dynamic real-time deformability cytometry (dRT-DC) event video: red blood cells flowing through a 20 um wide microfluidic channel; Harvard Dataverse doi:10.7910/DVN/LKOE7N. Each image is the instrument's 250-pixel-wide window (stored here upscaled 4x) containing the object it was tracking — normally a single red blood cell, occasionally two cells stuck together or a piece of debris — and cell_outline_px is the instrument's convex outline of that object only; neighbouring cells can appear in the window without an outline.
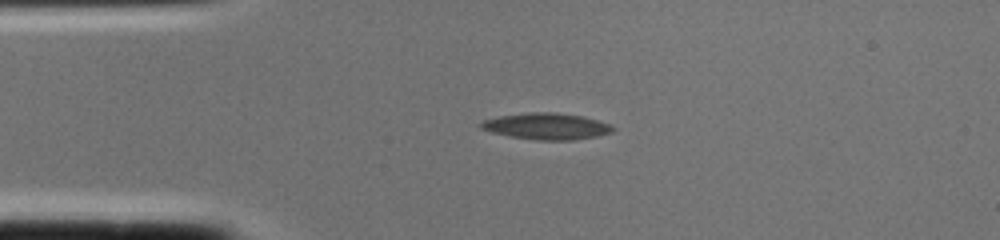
{"species": "common noctule bat (a hibernating species)", "species_latin": "Nyctalus noctula", "temperature_condition": "cold", "stored_images_in_passage": 1, "camera_frame_rate_fps": 3000, "um_per_image_px": 0.085, "animal": {"sex": "female", "body_mass_g": 22.0, "forearm_length_mm": 56.7}, "frame": {"image": 1, "passage_image": 1, "time_ms": 0.0, "image_size_px": [1000, 240], "cell_outline_px": [[616, 128], [612, 132], [596, 136], [572, 140], [536, 140], [508, 136], [492, 132], [480, 128], [476, 124], [484, 120], [500, 116], [528, 112], [552, 112], [584, 116], [608, 124]], "centroid_in_image_um": [46.42, 10.73], "position_along_channel_um": 38.6, "area_um2": 20.29}}